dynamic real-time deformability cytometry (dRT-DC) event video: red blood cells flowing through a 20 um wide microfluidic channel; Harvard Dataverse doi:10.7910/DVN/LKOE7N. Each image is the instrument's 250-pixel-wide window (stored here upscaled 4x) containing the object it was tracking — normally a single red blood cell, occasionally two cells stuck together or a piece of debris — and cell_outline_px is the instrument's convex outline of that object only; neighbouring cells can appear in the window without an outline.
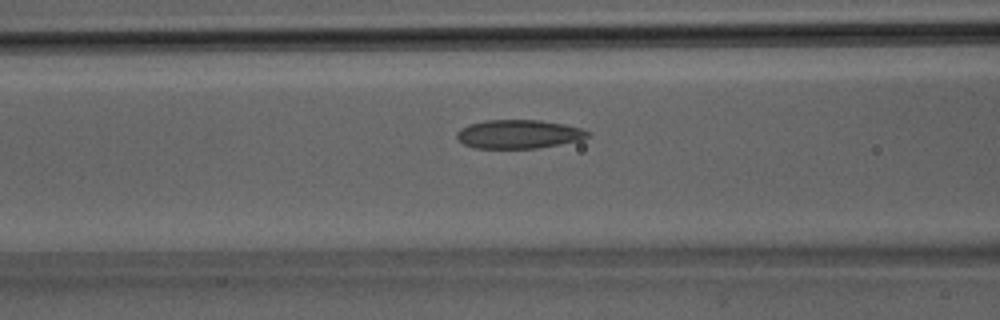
{"species": "Egyptian fruit bat (a non-hibernating species)", "species_latin": "Rousettus aegyptiacus", "temperature_condition": "room temperature", "stored_images_in_passage": 7, "segment_of_instrument_passage": [2, 2], "camera_frame_rate_fps": 3000, "um_per_image_px": 0.085, "animal": {"sex": "male"}, "frame": {"image": 1, "passage_image": 7, "time_ms": 2.0, "image_size_px": [1000, 320], "cell_outline_px": [[592, 132], [588, 136], [580, 140], [560, 144], [536, 148], [472, 148], [464, 144], [456, 136], [456, 132], [460, 128], [468, 124], [484, 120], [540, 120], [564, 124], [580, 128]], "centroid_in_image_um": [44.06, 11.39], "position_along_channel_um": 122.5, "area_um2": 21.96}}